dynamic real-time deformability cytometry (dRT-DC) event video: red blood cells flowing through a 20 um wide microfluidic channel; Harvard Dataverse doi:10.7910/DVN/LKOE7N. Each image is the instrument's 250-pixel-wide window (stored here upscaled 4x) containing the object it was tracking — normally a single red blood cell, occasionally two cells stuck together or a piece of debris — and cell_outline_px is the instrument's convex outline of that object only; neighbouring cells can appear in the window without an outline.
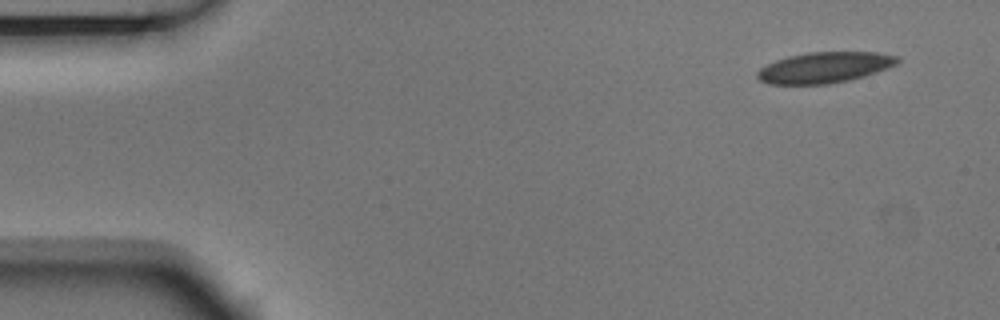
{"species": "Egyptian fruit bat (a non-hibernating species)", "species_latin": "Rousettus aegyptiacus", "temperature_condition": "room temperature", "stored_images_in_passage": 6, "segment_of_instrument_passage": [2, 2], "camera_frame_rate_fps": 3000, "um_per_image_px": 0.085, "animal": {"sex": "male"}, "frame": {"image": 1, "passage_image": 6, "time_ms": 1.667, "image_size_px": [1000, 320], "cell_outline_px": [[900, 60], [896, 64], [888, 68], [864, 76], [848, 80], [828, 84], [768, 84], [760, 80], [756, 76], [756, 72], [760, 68], [776, 60], [788, 56], [808, 52], [876, 52], [900, 56]], "centroid_in_image_um": [70.09, 5.73], "position_along_channel_um": 14.9, "area_um2": 25.2}}